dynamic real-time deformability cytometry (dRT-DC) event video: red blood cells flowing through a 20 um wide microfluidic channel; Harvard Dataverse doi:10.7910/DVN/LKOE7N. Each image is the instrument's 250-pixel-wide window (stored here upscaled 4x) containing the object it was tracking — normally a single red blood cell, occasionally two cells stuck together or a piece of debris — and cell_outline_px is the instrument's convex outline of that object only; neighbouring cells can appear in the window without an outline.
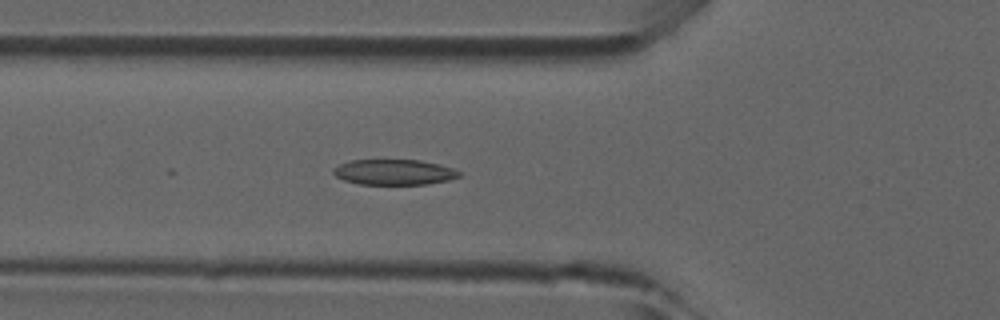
{"species": "common noctule bat (a hibernating species)", "species_latin": "Nyctalus noctula", "temperature_condition": "room temperature", "stored_images_in_passage": 20, "camera_frame_rate_fps": 3000, "um_per_image_px": 0.085, "animal": {"sex": "male", "forearm_length_mm": 52.5}, "frame": {"image": 1, "passage_image": 16, "time_ms": 5.0, "image_size_px": [1000, 320], "cell_outline_px": [[460, 176], [448, 180], [428, 184], [360, 184], [344, 180], [336, 176], [332, 172], [332, 168], [340, 164], [352, 160], [420, 160], [440, 164], [452, 168], [460, 172]], "centroid_in_image_um": [33.49, 14.63], "position_along_channel_um": 92.3, "area_um2": 18.61}}